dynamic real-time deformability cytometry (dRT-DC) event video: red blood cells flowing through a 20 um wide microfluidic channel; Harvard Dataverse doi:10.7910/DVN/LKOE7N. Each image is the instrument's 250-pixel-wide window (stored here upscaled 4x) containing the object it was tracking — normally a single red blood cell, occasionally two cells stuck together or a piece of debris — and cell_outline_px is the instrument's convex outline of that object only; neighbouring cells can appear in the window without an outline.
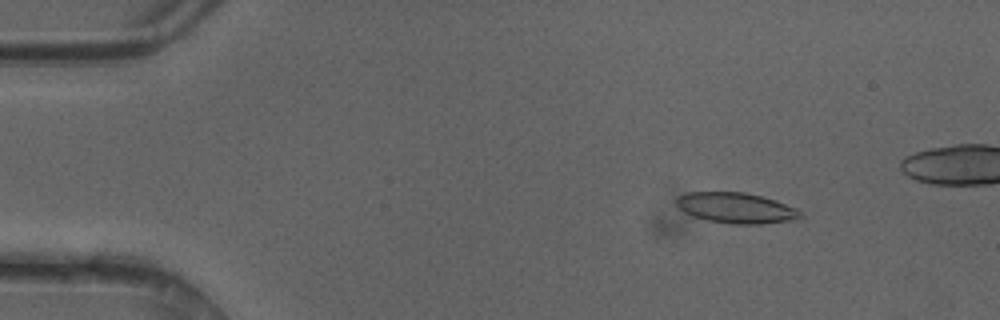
{"species": "common noctule bat (a hibernating species)", "species_latin": "Nyctalus noctula", "temperature_condition": "cold", "stored_images_in_passage": 45, "camera_frame_rate_fps": 3000, "um_per_image_px": 0.085, "animal": {"sex": "female"}, "frame": {"image": 1, "passage_image": 7, "time_ms": 2.0, "image_size_px": [1000, 320], "cell_outline_px": [[804, 216], [800, 220], [760, 224], [732, 224], [708, 220], [692, 216], [684, 212], [676, 204], [676, 200], [680, 196], [688, 192], [744, 192], [760, 196], [796, 208]], "centroid_in_image_um": [62.6, 17.69], "position_along_channel_um": 22.4, "area_um2": 22.02}}
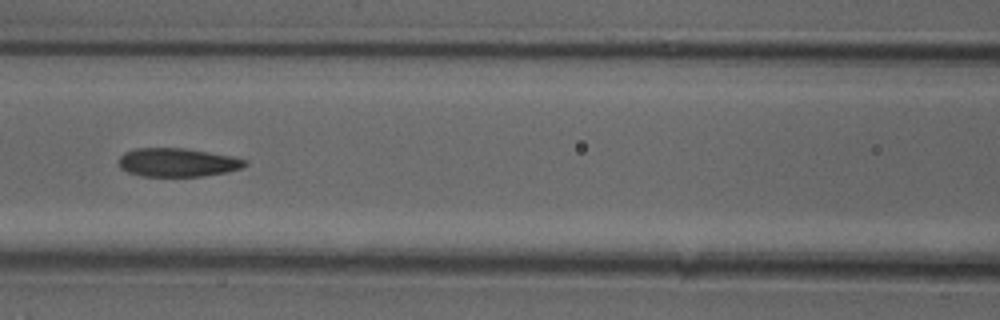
{"frame": {"image": 2, "passage_image": 22, "time_ms": 7.0, "image_size_px": [1000, 320], "cell_outline_px": [[248, 164], [240, 168], [228, 172], [204, 176], [140, 176], [128, 172], [120, 168], [120, 156], [124, 152], [136, 148], [184, 148], [232, 156], [248, 160]], "centroid_in_image_um": [15.1, 13.81], "position_along_channel_um": 151.5, "area_um2": 21.04}}
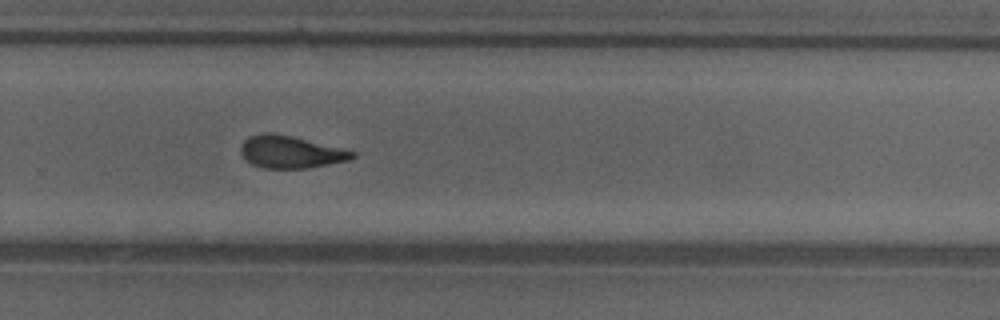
{"frame": {"image": 3, "passage_image": 33, "time_ms": 10.667, "image_size_px": [1000, 320], "cell_outline_px": [[356, 156], [348, 160], [308, 168], [264, 168], [252, 164], [244, 160], [240, 152], [240, 144], [248, 136], [260, 132], [272, 132], [292, 136], [356, 152]], "centroid_in_image_um": [24.62, 12.9], "position_along_channel_um": 305.2, "area_um2": 21.1}, "authors_computed_cell_mechanics": {"area_um2": 21.8484, "velocity_mm_per_s": 4.1927, "shape_relaxation_time_tau1_ms": 6.6778, "shape_relaxation_time_tau2_ms": 2.483, "deformation_change_tau1": 0.1704, "deformation_change_tau2": 0.0978}}